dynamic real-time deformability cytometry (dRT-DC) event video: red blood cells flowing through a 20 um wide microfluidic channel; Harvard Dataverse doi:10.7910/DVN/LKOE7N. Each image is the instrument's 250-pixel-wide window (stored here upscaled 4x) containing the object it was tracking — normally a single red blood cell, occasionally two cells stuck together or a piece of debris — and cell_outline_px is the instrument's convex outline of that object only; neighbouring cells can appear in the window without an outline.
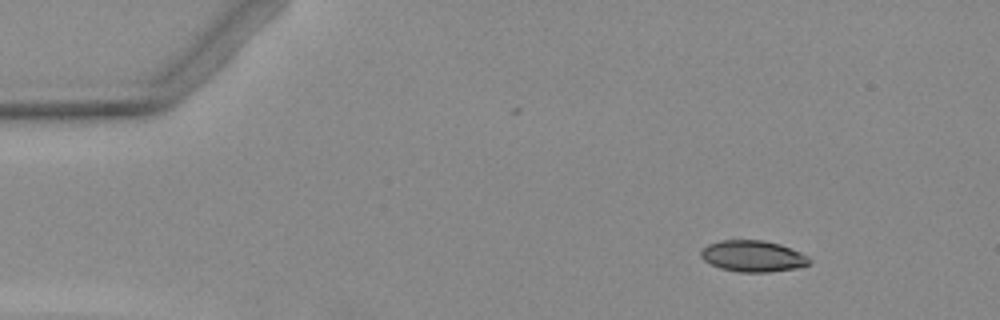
{"species": "Egyptian fruit bat (a non-hibernating species)", "species_latin": "Rousettus aegyptiacus", "temperature_condition": "warm", "stored_images_in_passage": 4, "camera_frame_rate_fps": 3000, "um_per_image_px": 0.085, "animal": {"sex": "female"}, "frame": {"image": 1, "passage_image": 1, "time_ms": 0.0, "image_size_px": [1000, 320], "cell_outline_px": [[812, 260], [808, 264], [796, 268], [768, 272], [740, 272], [720, 268], [704, 260], [700, 256], [700, 252], [708, 244], [720, 240], [764, 240], [780, 244], [800, 252], [808, 256]], "centroid_in_image_um": [64.0, 21.77], "position_along_channel_um": 21.0, "area_um2": 19.71}}
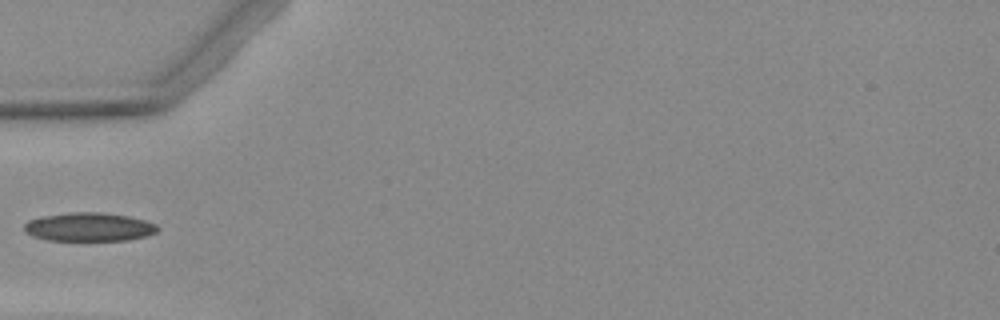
{"frame": {"image": 2, "passage_image": 4, "time_ms": 3.667, "image_size_px": [1000, 320], "cell_outline_px": [[160, 228], [156, 232], [148, 236], [128, 240], [48, 240], [32, 236], [24, 232], [24, 224], [28, 220], [40, 216], [72, 212], [100, 212], [128, 216], [144, 220], [156, 224]], "centroid_in_image_um": [7.55, 19.29], "position_along_channel_um": 77.4, "area_um2": 22.37}}